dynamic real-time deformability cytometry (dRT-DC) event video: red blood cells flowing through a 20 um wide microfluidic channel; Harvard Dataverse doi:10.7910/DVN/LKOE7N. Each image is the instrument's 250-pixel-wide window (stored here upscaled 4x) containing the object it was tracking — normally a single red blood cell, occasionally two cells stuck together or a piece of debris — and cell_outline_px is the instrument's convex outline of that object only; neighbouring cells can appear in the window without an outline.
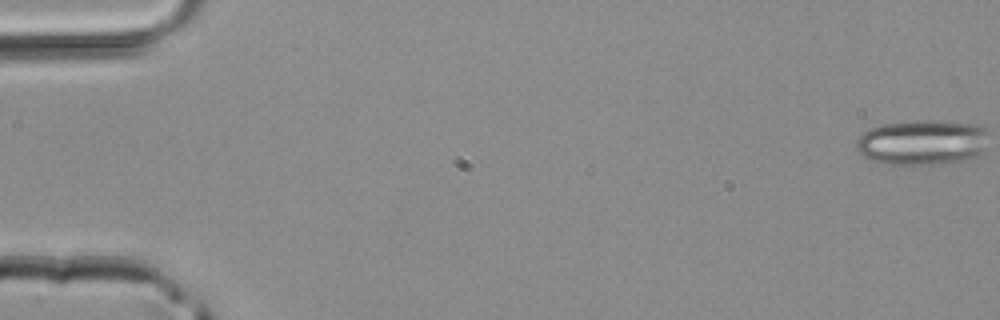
{"species": "common noctule bat (a hibernating species)", "species_latin": "Nyctalus noctula", "temperature_condition": "room temperature", "stored_images_in_passage": 46, "camera_frame_rate_fps": 3000, "um_per_image_px": 0.085, "animal": {"sex": "male", "body_mass_g": 20.4}, "frame": {"image": 1, "passage_image": 1, "time_ms": 0.0, "image_size_px": [1000, 320], "cell_outline_px": [[984, 152], [976, 156], [964, 160], [932, 164], [892, 164], [872, 160], [864, 156], [856, 148], [856, 140], [868, 128], [884, 124], [916, 120], [936, 120], [984, 124]], "centroid_in_image_um": [78.39, 12.07], "position_along_channel_um": 6.6, "area_um2": 34.74}}
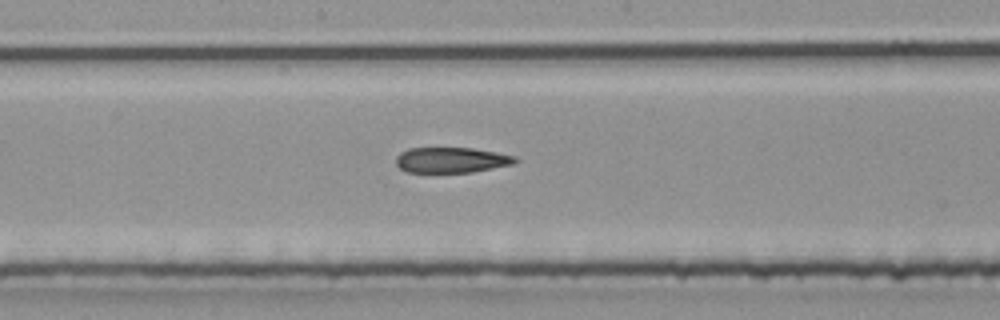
{"frame": {"image": 2, "passage_image": 25, "time_ms": 8.0, "image_size_px": [1000, 320], "cell_outline_px": [[520, 160], [512, 164], [472, 172], [408, 172], [400, 168], [396, 164], [396, 156], [400, 152], [408, 148], [472, 148], [496, 152], [516, 156]], "centroid_in_image_um": [38.37, 13.59], "position_along_channel_um": 209.8, "area_um2": 17.69}}
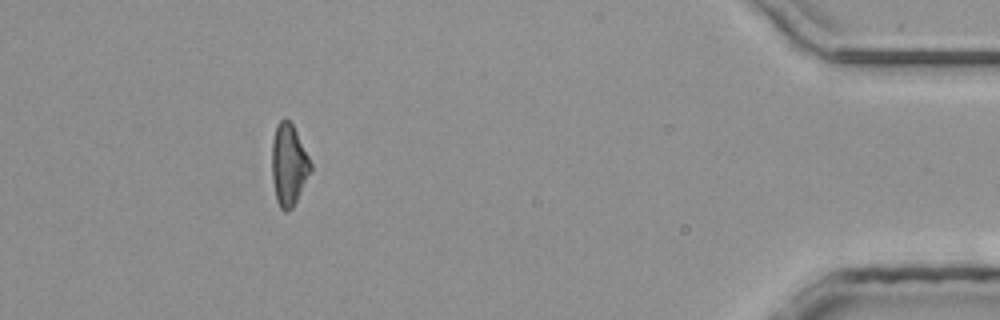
{"frame": {"image": 3, "passage_image": 42, "time_ms": 13.667, "image_size_px": [1000, 320], "cell_outline_px": [[312, 172], [292, 208], [288, 212], [284, 212], [280, 208], [276, 200], [272, 180], [272, 140], [276, 124], [280, 120], [288, 120], [292, 124], [312, 164]], "centroid_in_image_um": [24.54, 14.05], "position_along_channel_um": 410.7, "area_um2": 18.5}}